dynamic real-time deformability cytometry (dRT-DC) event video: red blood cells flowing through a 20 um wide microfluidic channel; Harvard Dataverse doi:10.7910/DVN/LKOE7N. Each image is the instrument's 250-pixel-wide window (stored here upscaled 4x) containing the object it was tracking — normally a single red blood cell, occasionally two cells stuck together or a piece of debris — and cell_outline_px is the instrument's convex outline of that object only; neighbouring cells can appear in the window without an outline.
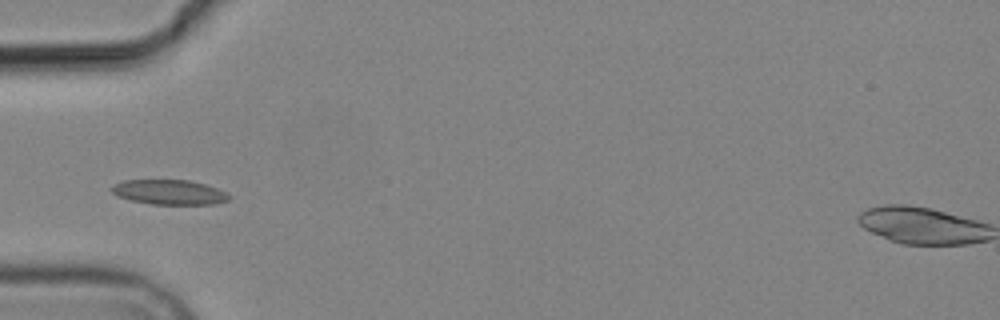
{"species": "common noctule bat (a hibernating species)", "species_latin": "Nyctalus noctula", "temperature_condition": "cold", "stored_images_in_passage": 3, "camera_frame_rate_fps": 3000, "um_per_image_px": 0.085, "animal": {"sex": "male", "body_mass_g": 19.2, "forearm_length_mm": 51.8}, "frame": {"image": 1, "passage_image": 2, "time_ms": 1.0, "image_size_px": [1000, 320], "cell_outline_px": [[232, 196], [228, 200], [212, 204], [152, 204], [132, 200], [120, 196], [112, 192], [112, 184], [124, 180], [188, 180], [204, 184], [216, 188]], "centroid_in_image_um": [14.39, 16.33], "position_along_channel_um": 70.6, "area_um2": 16.7}}
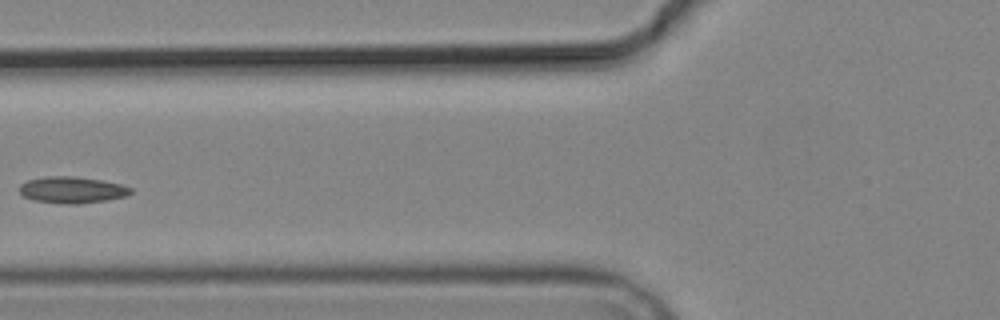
{"frame": {"image": 2, "passage_image": 3, "time_ms": 2.333, "image_size_px": [1000, 320], "cell_outline_px": [[132, 192], [128, 196], [104, 200], [76, 204], [68, 204], [32, 200], [24, 196], [20, 192], [20, 184], [28, 180], [48, 176], [72, 176], [100, 180], [120, 184], [132, 188]], "centroid_in_image_um": [6.12, 16.14], "position_along_channel_um": 119.7, "area_um2": 16.99}}